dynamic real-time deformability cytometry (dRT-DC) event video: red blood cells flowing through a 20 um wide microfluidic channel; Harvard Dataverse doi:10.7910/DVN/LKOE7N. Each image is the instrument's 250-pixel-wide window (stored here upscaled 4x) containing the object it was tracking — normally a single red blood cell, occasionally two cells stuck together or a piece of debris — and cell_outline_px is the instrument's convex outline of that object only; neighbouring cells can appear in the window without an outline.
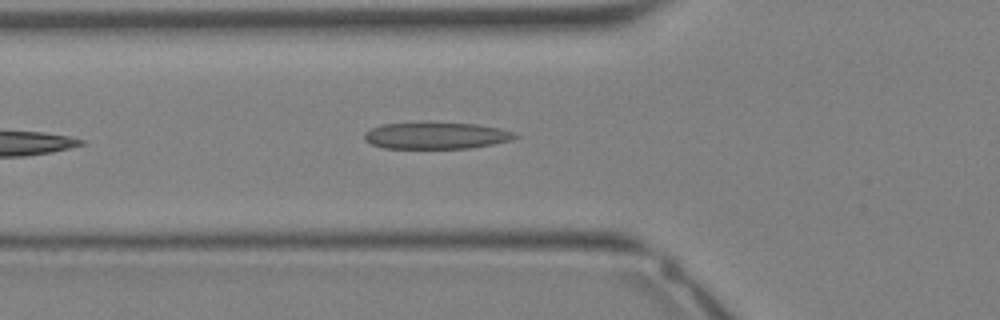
{"species": "Egyptian fruit bat (a non-hibernating species)", "species_latin": "Rousettus aegyptiacus", "temperature_condition": "warm", "stored_images_in_passage": 24, "camera_frame_rate_fps": 3000, "um_per_image_px": 0.085, "animal": {"sex": "female"}, "frame": {"image": 1, "passage_image": 3, "time_ms": 0.667, "image_size_px": [1000, 320], "cell_outline_px": [[520, 136], [512, 140], [492, 144], [468, 148], [384, 148], [372, 144], [364, 140], [364, 132], [368, 128], [384, 124], [428, 120], [476, 124], [500, 128], [512, 132]], "centroid_in_image_um": [37.03, 11.48], "position_along_channel_um": 88.8, "area_um2": 24.22}}
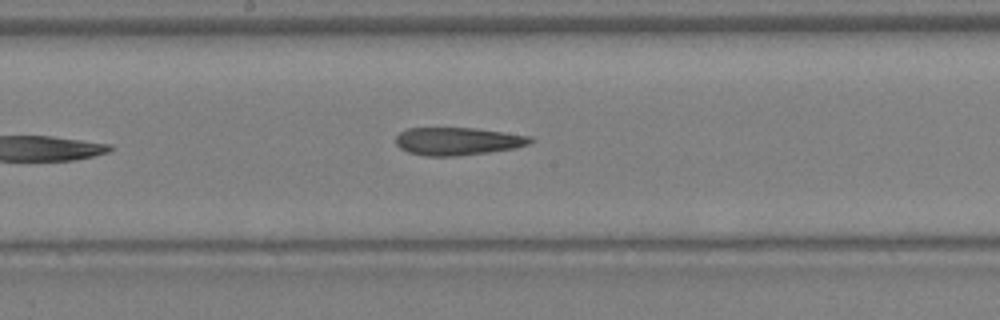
{"frame": {"image": 2, "passage_image": 9, "time_ms": 2.667, "image_size_px": [1000, 320], "cell_outline_px": [[536, 140], [528, 144], [516, 148], [460, 156], [424, 156], [408, 152], [400, 148], [396, 144], [396, 136], [400, 132], [408, 128], [476, 128], [532, 136]], "centroid_in_image_um": [38.93, 12.01], "position_along_channel_um": 209.3, "area_um2": 21.96}}
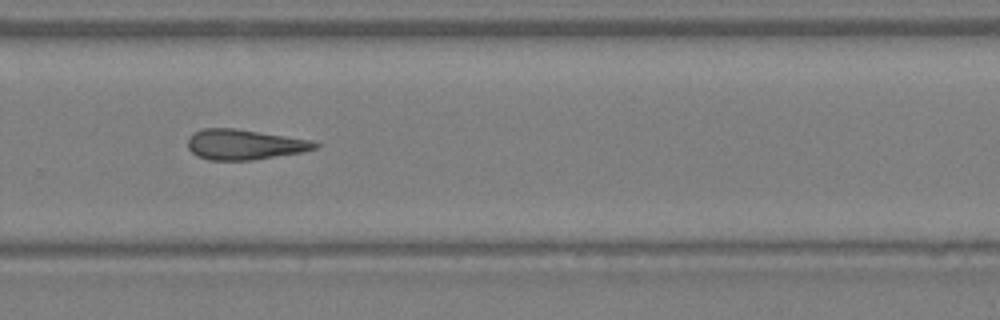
{"frame": {"image": 3, "passage_image": 14, "time_ms": 4.333, "image_size_px": [1000, 320], "cell_outline_px": [[320, 144], [316, 148], [304, 152], [252, 160], [208, 160], [196, 156], [188, 148], [188, 140], [196, 132], [204, 128], [236, 128], [308, 140]], "centroid_in_image_um": [20.76, 12.29], "position_along_channel_um": 309.0, "area_um2": 22.2}}